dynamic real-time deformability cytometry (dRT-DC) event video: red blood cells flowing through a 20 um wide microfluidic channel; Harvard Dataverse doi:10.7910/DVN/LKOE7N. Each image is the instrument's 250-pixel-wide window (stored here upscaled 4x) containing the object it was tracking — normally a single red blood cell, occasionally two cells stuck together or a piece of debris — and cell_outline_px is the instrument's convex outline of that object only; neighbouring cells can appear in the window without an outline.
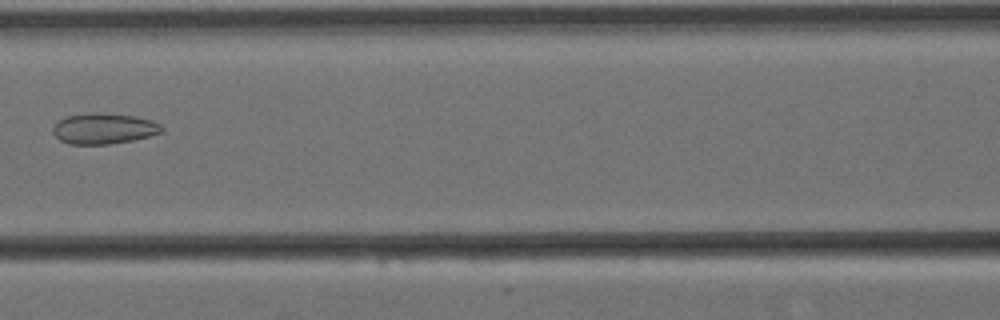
{"species": "Egyptian fruit bat (a non-hibernating species)", "species_latin": "Rousettus aegyptiacus", "temperature_condition": "cold", "stored_images_in_passage": 10, "camera_frame_rate_fps": 3000, "um_per_image_px": 0.085, "animal": {"sex": "female"}, "frame": {"image": 1, "passage_image": 7, "time_ms": 2.0, "image_size_px": [1000, 320], "cell_outline_px": [[164, 132], [132, 140], [108, 144], [68, 144], [60, 140], [52, 132], [52, 128], [60, 120], [68, 116], [132, 116], [152, 120], [160, 124], [164, 128]], "centroid_in_image_um": [8.86, 10.99], "position_along_channel_um": 157.7, "area_um2": 18.38}}
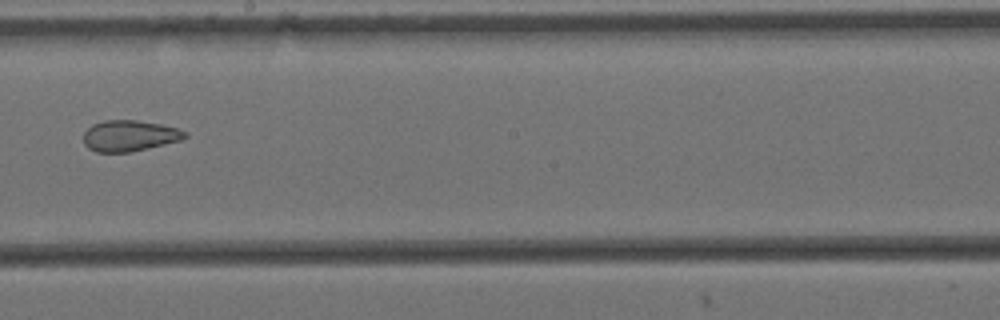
{"frame": {"image": 2, "passage_image": 9, "time_ms": 2.667, "image_size_px": [1000, 320], "cell_outline_px": [[188, 136], [180, 140], [148, 148], [128, 152], [96, 152], [88, 148], [84, 144], [84, 132], [92, 124], [104, 120], [136, 120], [160, 124], [176, 128], [184, 132]], "centroid_in_image_um": [10.96, 11.54], "position_along_channel_um": 237.2, "area_um2": 18.15}}
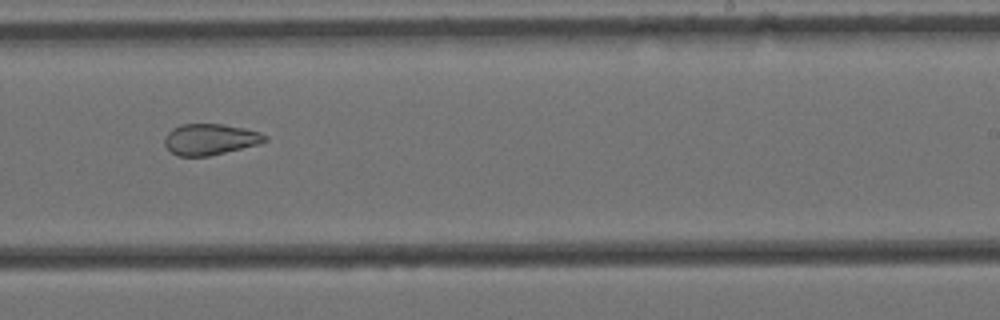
{"frame": {"image": 3, "passage_image": 10, "time_ms": 3.0, "image_size_px": [1000, 320], "cell_outline_px": [[268, 140], [260, 144], [208, 156], [176, 156], [164, 144], [164, 136], [172, 128], [180, 124], [220, 124], [244, 128], [260, 132], [268, 136]], "centroid_in_image_um": [17.86, 11.84], "position_along_channel_um": 271.1, "area_um2": 18.26}}